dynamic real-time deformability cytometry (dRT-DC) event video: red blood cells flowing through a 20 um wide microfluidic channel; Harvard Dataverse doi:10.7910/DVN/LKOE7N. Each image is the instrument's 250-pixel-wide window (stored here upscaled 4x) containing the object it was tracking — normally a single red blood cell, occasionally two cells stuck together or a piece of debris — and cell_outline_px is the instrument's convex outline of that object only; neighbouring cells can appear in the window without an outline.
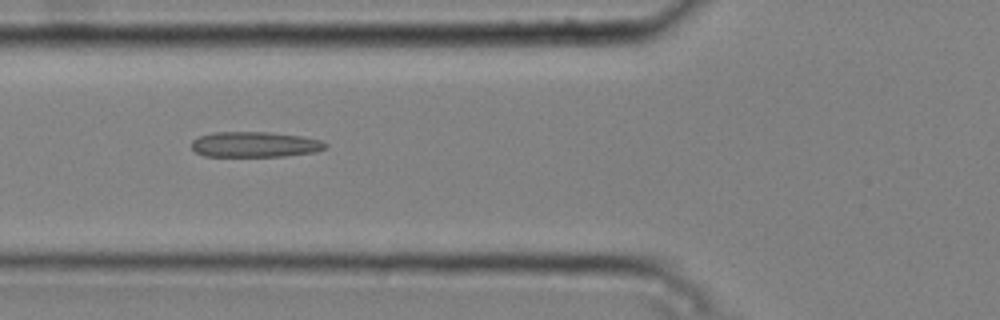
{"species": "common noctule bat (a hibernating species)", "species_latin": "Nyctalus noctula", "temperature_condition": "cold", "stored_images_in_passage": 7, "camera_frame_rate_fps": 3000, "um_per_image_px": 0.085, "animal": {"sex": "male", "body_mass_g": 20.4}, "frame": {"image": 1, "passage_image": 5, "time_ms": 1.333, "image_size_px": [1000, 320], "cell_outline_px": [[328, 144], [324, 148], [316, 152], [284, 156], [204, 156], [196, 152], [192, 148], [192, 140], [200, 136], [212, 132], [268, 132], [300, 136], [324, 140]], "centroid_in_image_um": [21.68, 12.28], "position_along_channel_um": 104.1, "area_um2": 19.88}}
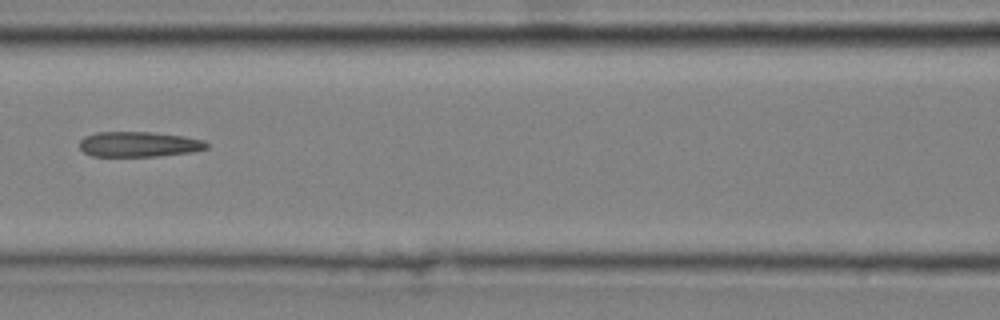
{"frame": {"image": 2, "passage_image": 6, "time_ms": 1.667, "image_size_px": [1000, 320], "cell_outline_px": [[208, 148], [192, 152], [156, 156], [92, 156], [84, 152], [80, 148], [80, 140], [84, 136], [96, 132], [152, 132], [184, 136], [204, 140], [208, 144]], "centroid_in_image_um": [11.8, 12.26], "position_along_channel_um": 154.8, "area_um2": 18.73}}
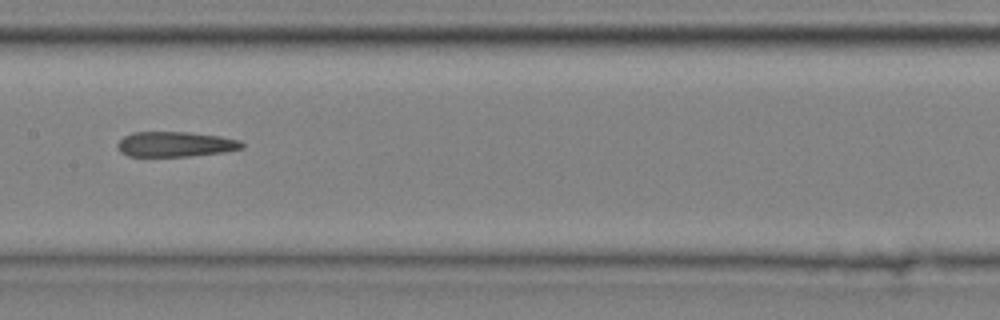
{"frame": {"image": 3, "passage_image": 7, "time_ms": 2.0, "image_size_px": [1000, 320], "cell_outline_px": [[244, 148], [224, 152], [188, 156], [128, 156], [120, 152], [116, 144], [124, 136], [132, 132], [188, 132], [220, 136], [240, 140], [244, 144]], "centroid_in_image_um": [14.9, 12.25], "position_along_channel_um": 192.5, "area_um2": 18.26}}